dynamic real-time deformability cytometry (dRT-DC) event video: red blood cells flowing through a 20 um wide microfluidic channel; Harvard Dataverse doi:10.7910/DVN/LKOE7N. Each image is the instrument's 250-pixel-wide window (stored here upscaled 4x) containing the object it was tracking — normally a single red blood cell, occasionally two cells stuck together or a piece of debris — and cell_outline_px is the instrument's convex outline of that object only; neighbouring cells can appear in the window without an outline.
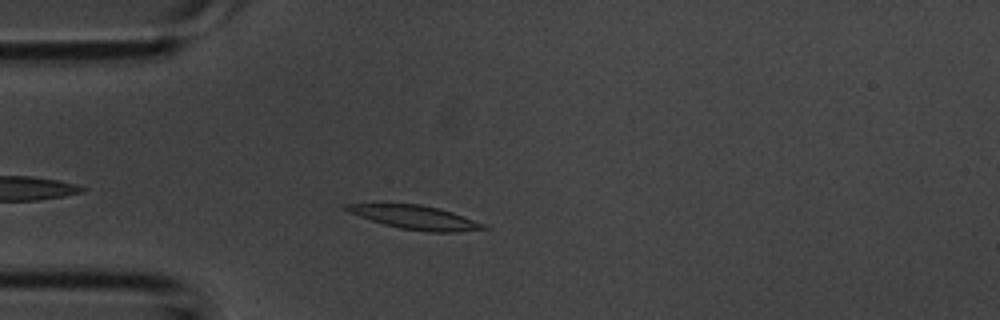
{"species": "common noctule bat (a hibernating species)", "species_latin": "Nyctalus noctula", "temperature_condition": "room temperature", "stored_images_in_passage": 27, "camera_frame_rate_fps": 3000, "um_per_image_px": 0.085, "animal": {"sex": "male", "body_mass_g": 20.1, "forearm_length_mm": 53.5}, "frame": {"image": 1, "passage_image": 4, "time_ms": 1.0, "image_size_px": [1000, 320], "cell_outline_px": [[488, 228], [456, 232], [428, 232], [400, 228], [384, 224], [348, 212], [344, 208], [344, 204], [376, 200], [420, 204], [440, 208], [452, 212], [484, 224]], "centroid_in_image_um": [35.13, 18.41], "position_along_channel_um": 49.9, "area_um2": 19.71}}
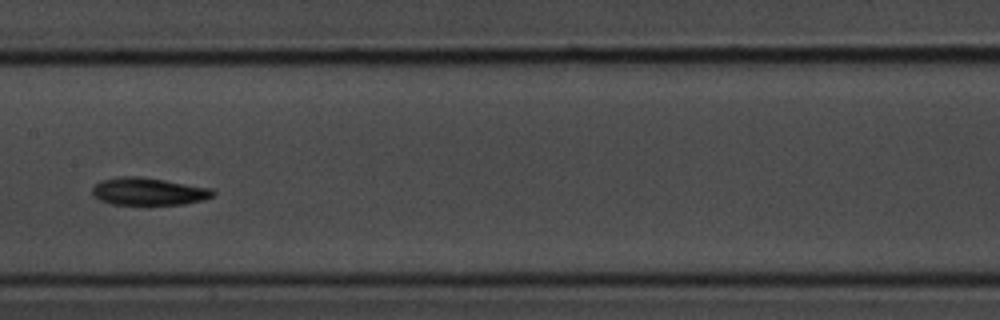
{"frame": {"image": 2, "passage_image": 14, "time_ms": 4.333, "image_size_px": [1000, 320], "cell_outline_px": [[216, 192], [212, 196], [200, 200], [184, 204], [112, 204], [100, 200], [92, 196], [92, 188], [100, 180], [116, 176], [140, 176], [212, 188]], "centroid_in_image_um": [12.57, 16.26], "position_along_channel_um": 194.8, "area_um2": 19.31}}
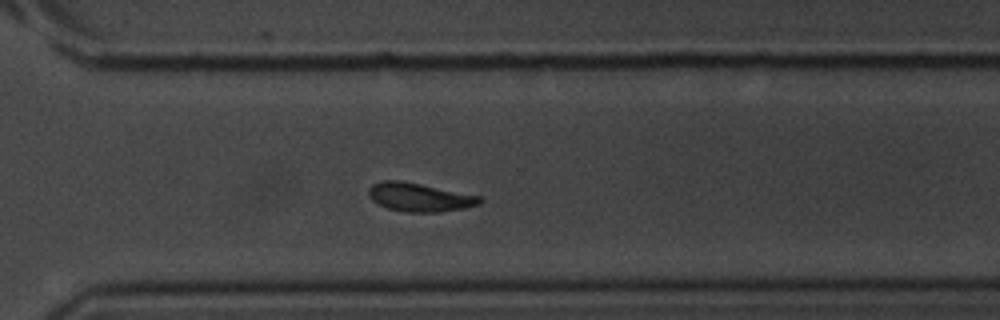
{"frame": {"image": 3, "passage_image": 23, "time_ms": 7.333, "image_size_px": [1000, 320], "cell_outline_px": [[484, 200], [480, 204], [464, 208], [436, 212], [408, 212], [388, 208], [372, 200], [368, 196], [368, 188], [372, 184], [384, 180], [400, 180], [484, 196]], "centroid_in_image_um": [35.7, 16.75], "position_along_channel_um": 334.9, "area_um2": 18.61}}